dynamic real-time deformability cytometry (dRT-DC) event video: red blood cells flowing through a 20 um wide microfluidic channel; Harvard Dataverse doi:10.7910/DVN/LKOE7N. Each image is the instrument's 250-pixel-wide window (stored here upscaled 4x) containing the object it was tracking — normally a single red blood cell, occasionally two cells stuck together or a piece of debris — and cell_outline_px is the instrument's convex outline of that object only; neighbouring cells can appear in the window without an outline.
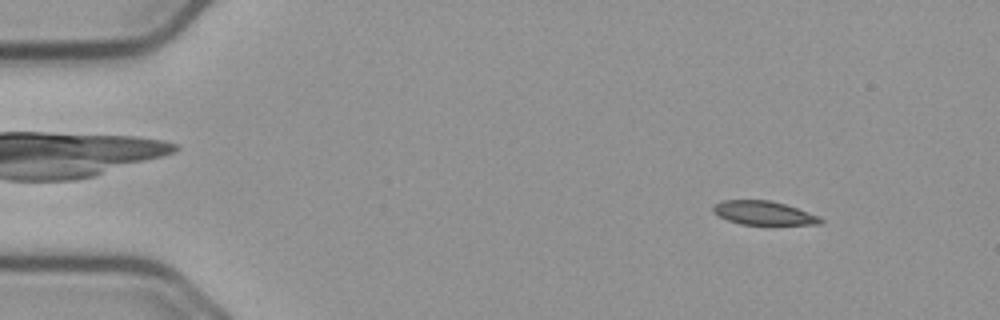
{"species": "common noctule bat (a hibernating species)", "species_latin": "Nyctalus noctula", "temperature_condition": "cold", "stored_images_in_passage": 57, "camera_frame_rate_fps": 3000, "um_per_image_px": 0.085, "animal": {"sex": "male", "body_mass_g": 23.1, "forearm_length_mm": 52.7}, "frame": {"image": 1, "passage_image": 7, "time_ms": 2.0, "image_size_px": [1000, 320], "cell_outline_px": [[824, 220], [820, 224], [740, 224], [728, 220], [712, 212], [712, 204], [720, 200], [768, 200], [784, 204], [820, 216]], "centroid_in_image_um": [64.86, 18.09], "position_along_channel_um": 20.1, "area_um2": 14.8}}
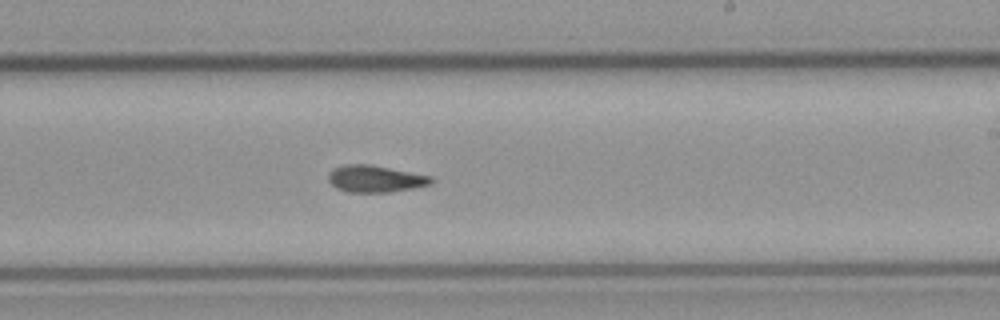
{"frame": {"image": 2, "passage_image": 34, "time_ms": 11.0, "image_size_px": [1000, 320], "cell_outline_px": [[432, 180], [428, 184], [412, 188], [388, 192], [348, 192], [336, 188], [328, 180], [328, 172], [332, 168], [344, 164], [368, 164], [432, 176]], "centroid_in_image_um": [31.82, 15.19], "position_along_channel_um": 257.2, "area_um2": 15.95}}
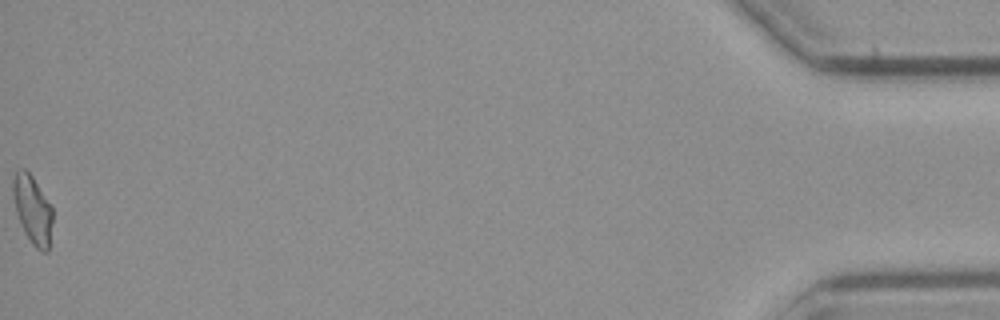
{"frame": {"image": 3, "passage_image": 57, "time_ms": 18.667, "image_size_px": [1000, 320], "cell_outline_px": [[52, 220], [48, 252], [44, 252], [36, 248], [32, 244], [24, 232], [20, 224], [16, 212], [12, 196], [12, 180], [16, 172], [20, 168], [24, 168], [32, 176], [52, 208]], "centroid_in_image_um": [2.74, 17.82], "position_along_channel_um": 432.5, "area_um2": 15.66}, "authors_computed_cell_mechanics": {"area_um2": 15.7216, "velocity_mm_per_s": 3.6582, "shape_relaxation_time_tau1_ms": null, "shape_relaxation_time_tau2_ms": 6.9961, "deformation_change_tau1": null, "deformation_change_tau2": 0.1301}}